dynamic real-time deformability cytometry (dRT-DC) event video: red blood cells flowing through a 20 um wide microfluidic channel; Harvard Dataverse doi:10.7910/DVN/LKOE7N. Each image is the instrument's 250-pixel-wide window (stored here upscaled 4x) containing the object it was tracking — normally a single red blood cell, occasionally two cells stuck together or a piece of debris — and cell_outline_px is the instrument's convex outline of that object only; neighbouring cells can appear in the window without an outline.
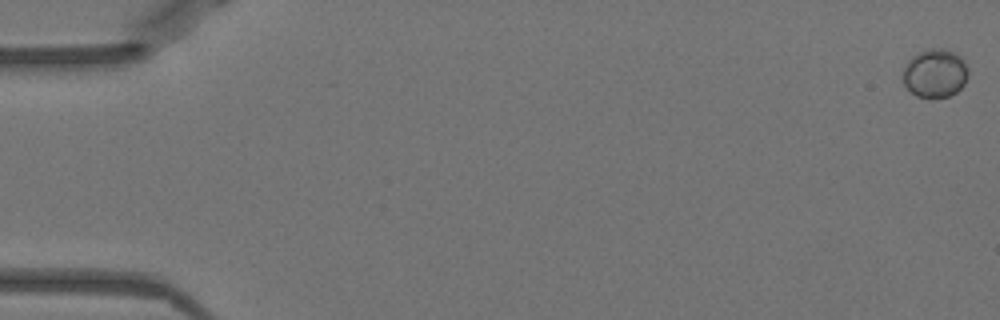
{"species": "Egyptian fruit bat (a non-hibernating species)", "species_latin": "Rousettus aegyptiacus", "temperature_condition": "warm", "stored_images_in_passage": 52, "camera_frame_rate_fps": 3000, "um_per_image_px": 0.085, "animal": {"sex": "female"}, "frame": {"image": 1, "passage_image": 1, "time_ms": 0.0, "image_size_px": [1000, 320], "cell_outline_px": [[968, 76], [964, 84], [956, 92], [948, 96], [928, 100], [916, 96], [904, 84], [904, 64], [916, 52], [928, 48], [940, 48], [956, 52], [964, 60], [968, 68]], "centroid_in_image_um": [79.48, 6.23], "position_along_channel_um": 5.5, "area_um2": 18.9}}
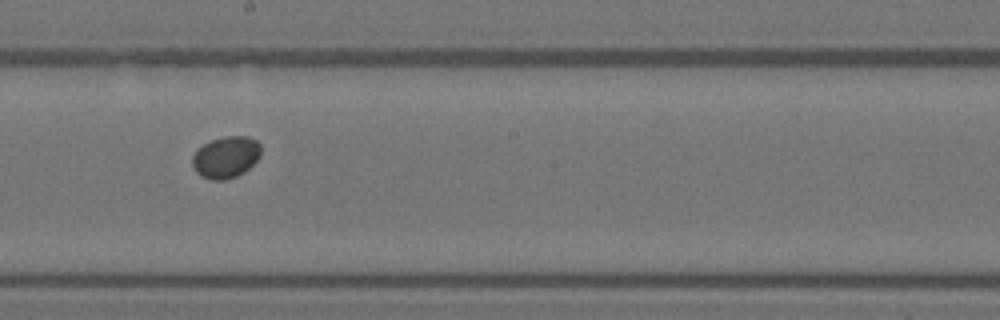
{"frame": {"image": 2, "passage_image": 30, "time_ms": 9.667, "image_size_px": [1000, 320], "cell_outline_px": [[260, 156], [244, 172], [236, 176], [224, 180], [212, 180], [200, 176], [196, 172], [192, 164], [192, 156], [204, 144], [212, 140], [228, 136], [248, 136], [256, 140], [260, 144]], "centroid_in_image_um": [19.2, 13.37], "position_along_channel_um": 229.0, "area_um2": 16.47}}
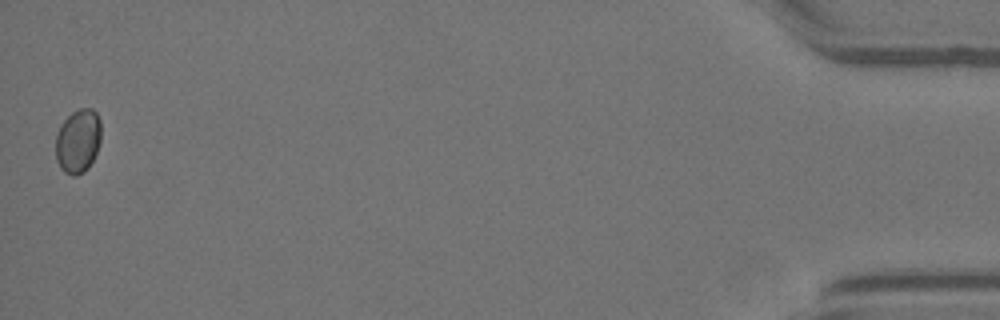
{"frame": {"image": 3, "passage_image": 52, "time_ms": 17.0, "image_size_px": [1000, 320], "cell_outline_px": [[100, 140], [96, 152], [88, 168], [84, 172], [76, 176], [72, 176], [64, 172], [60, 168], [56, 160], [56, 136], [60, 124], [72, 112], [80, 108], [92, 108], [96, 112], [100, 120]], "centroid_in_image_um": [6.62, 11.99], "position_along_channel_um": 428.6, "area_um2": 16.99}}